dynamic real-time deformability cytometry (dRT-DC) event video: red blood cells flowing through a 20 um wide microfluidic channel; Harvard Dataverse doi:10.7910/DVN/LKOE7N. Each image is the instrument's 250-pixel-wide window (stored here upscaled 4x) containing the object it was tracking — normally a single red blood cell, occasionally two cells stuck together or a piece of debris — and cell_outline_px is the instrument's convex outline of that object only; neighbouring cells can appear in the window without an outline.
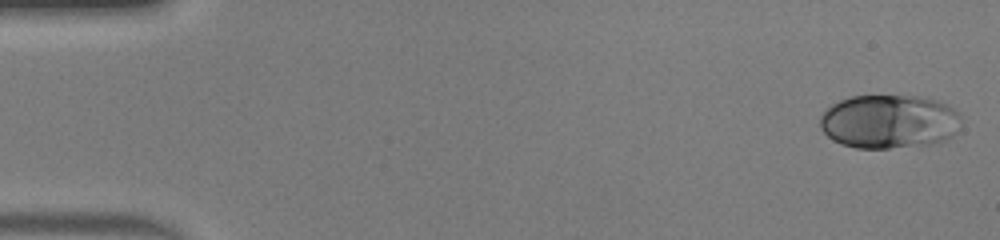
{"species": "human", "species_latin": "Homo sapiens", "temperature_condition": "warm", "stored_images_in_passage": 46, "camera_frame_rate_fps": 3000, "um_per_image_px": 0.085, "donor": {"sex": "male"}, "frame": {"image": 1, "passage_image": 1, "time_ms": 0.0, "image_size_px": [1000, 240], "cell_outline_px": [[960, 116], [956, 132], [952, 136], [928, 144], [888, 148], [856, 148], [840, 144], [832, 140], [820, 128], [820, 116], [832, 104], [840, 100], [852, 96], [916, 96], [940, 100], [948, 104], [960, 112]], "centroid_in_image_um": [75.56, 10.32], "position_along_channel_um": 9.4, "area_um2": 44.27}}
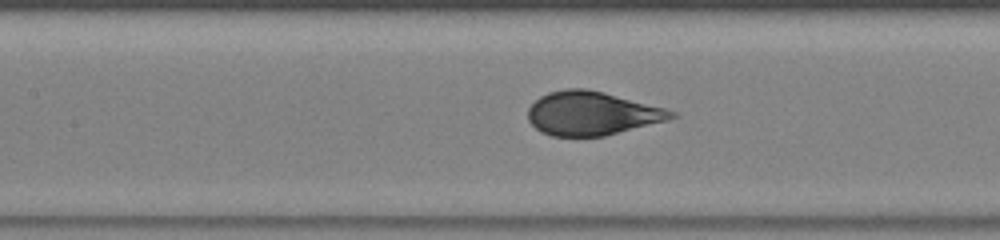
{"frame": {"image": 2, "passage_image": 21, "time_ms": 6.667, "image_size_px": [1000, 240], "cell_outline_px": [[680, 116], [668, 120], [604, 136], [552, 136], [540, 132], [528, 120], [528, 108], [540, 96], [548, 92], [564, 88], [584, 88], [604, 92], [664, 108], [676, 112]], "centroid_in_image_um": [50.3, 9.63], "position_along_channel_um": 157.1, "area_um2": 36.47}}
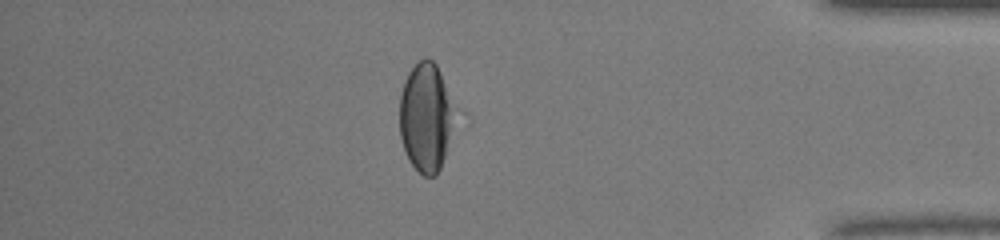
{"frame": {"image": 3, "passage_image": 40, "time_ms": 13.0, "image_size_px": [1000, 240], "cell_outline_px": [[456, 112], [444, 156], [440, 168], [436, 176], [424, 176], [408, 160], [400, 136], [400, 96], [404, 80], [408, 72], [424, 56], [428, 56], [436, 64], [440, 72]], "centroid_in_image_um": [36.18, 9.94], "position_along_channel_um": 399.0, "area_um2": 34.68}, "authors_computed_cell_mechanics": {"area_um2": 38.726, "velocity_mm_per_s": 4.372, "shape_relaxation_time_tau1_ms": 4.1678, "shape_relaxation_time_tau2_ms": null, "deformation_change_tau1": 0.1934, "deformation_change_tau2": null}}